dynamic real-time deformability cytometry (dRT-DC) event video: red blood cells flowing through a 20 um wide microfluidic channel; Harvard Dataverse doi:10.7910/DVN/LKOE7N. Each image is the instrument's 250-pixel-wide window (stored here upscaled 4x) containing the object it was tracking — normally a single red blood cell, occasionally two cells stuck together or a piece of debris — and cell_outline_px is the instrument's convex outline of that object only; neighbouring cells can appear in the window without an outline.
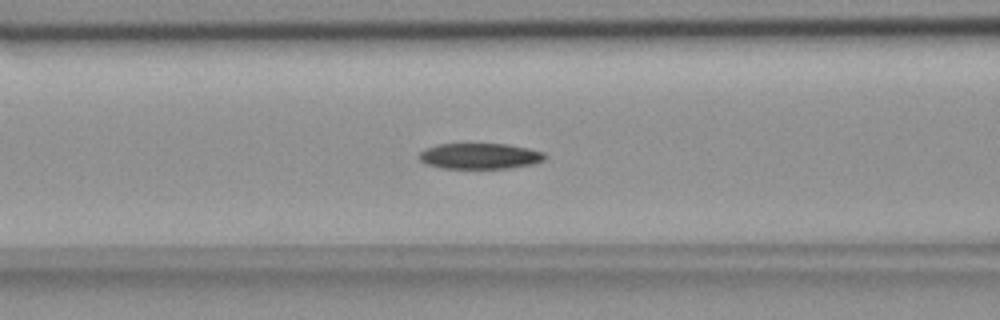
{"species": "common noctule bat (a hibernating species)", "species_latin": "Nyctalus noctula", "temperature_condition": "room temperature", "stored_images_in_passage": 56, "camera_frame_rate_fps": 3000, "um_per_image_px": 0.085, "animal": {"sex": "female", "body_mass_g": 18.4}, "frame": {"image": 1, "passage_image": 22, "time_ms": 7.0, "image_size_px": [1000, 320], "cell_outline_px": [[544, 160], [532, 164], [508, 168], [440, 168], [428, 164], [420, 160], [420, 152], [436, 144], [508, 144], [528, 148], [544, 152]], "centroid_in_image_um": [40.8, 13.26], "position_along_channel_um": 125.8, "area_um2": 18.67}}
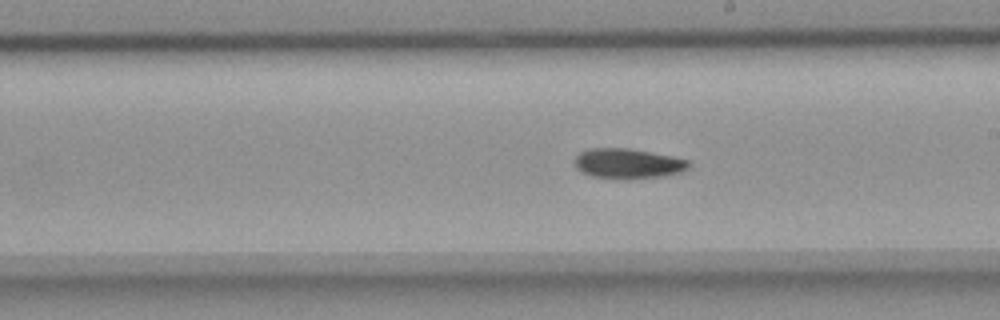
{"frame": {"image": 2, "passage_image": 31, "time_ms": 10.0, "image_size_px": [1000, 320], "cell_outline_px": [[688, 168], [680, 172], [664, 176], [628, 180], [620, 180], [592, 176], [580, 172], [576, 168], [572, 160], [580, 152], [588, 148], [628, 148], [672, 156], [688, 160]], "centroid_in_image_um": [53.3, 13.92], "position_along_channel_um": 235.7, "area_um2": 20.35}}
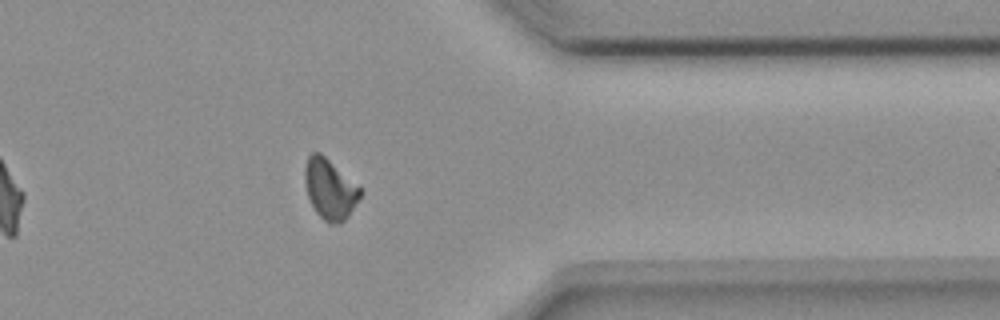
{"frame": {"image": 3, "passage_image": 44, "time_ms": 14.333, "image_size_px": [1000, 320], "cell_outline_px": [[364, 192], [348, 216], [340, 224], [328, 224], [316, 212], [308, 196], [304, 180], [304, 168], [308, 156], [312, 152], [320, 152], [360, 188]], "centroid_in_image_um": [28.03, 16.09], "position_along_channel_um": 383.4, "area_um2": 19.31}}